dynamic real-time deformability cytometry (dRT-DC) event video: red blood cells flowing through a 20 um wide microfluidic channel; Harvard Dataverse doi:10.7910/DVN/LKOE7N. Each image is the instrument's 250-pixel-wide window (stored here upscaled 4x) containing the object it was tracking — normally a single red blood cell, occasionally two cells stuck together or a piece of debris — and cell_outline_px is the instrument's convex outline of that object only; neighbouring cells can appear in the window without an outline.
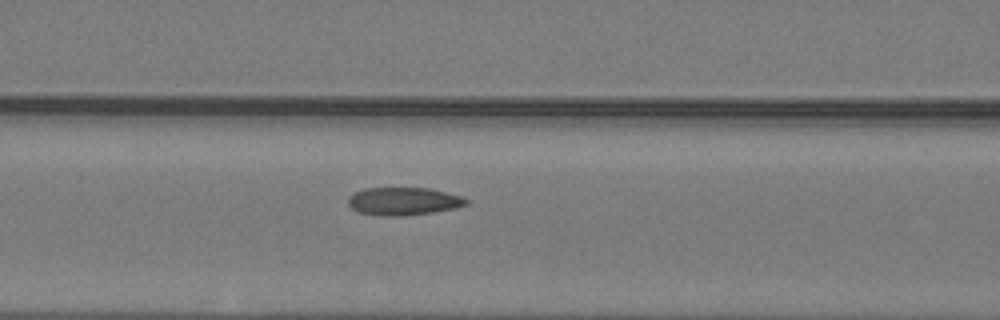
{"species": "common noctule bat (a hibernating species)", "species_latin": "Nyctalus noctula", "temperature_condition": "warm", "stored_images_in_passage": 16, "camera_frame_rate_fps": 3000, "um_per_image_px": 0.085, "animal": {"sex": "male", "body_mass_g": 19.2, "forearm_length_mm": 51.8}, "frame": {"image": 1, "passage_image": 12, "time_ms": 3.667, "image_size_px": [1000, 320], "cell_outline_px": [[468, 204], [456, 208], [432, 212], [404, 216], [384, 216], [360, 212], [352, 208], [348, 204], [348, 196], [364, 188], [428, 188], [464, 196], [468, 200]], "centroid_in_image_um": [34.32, 17.1], "position_along_channel_um": 132.3, "area_um2": 19.19}}